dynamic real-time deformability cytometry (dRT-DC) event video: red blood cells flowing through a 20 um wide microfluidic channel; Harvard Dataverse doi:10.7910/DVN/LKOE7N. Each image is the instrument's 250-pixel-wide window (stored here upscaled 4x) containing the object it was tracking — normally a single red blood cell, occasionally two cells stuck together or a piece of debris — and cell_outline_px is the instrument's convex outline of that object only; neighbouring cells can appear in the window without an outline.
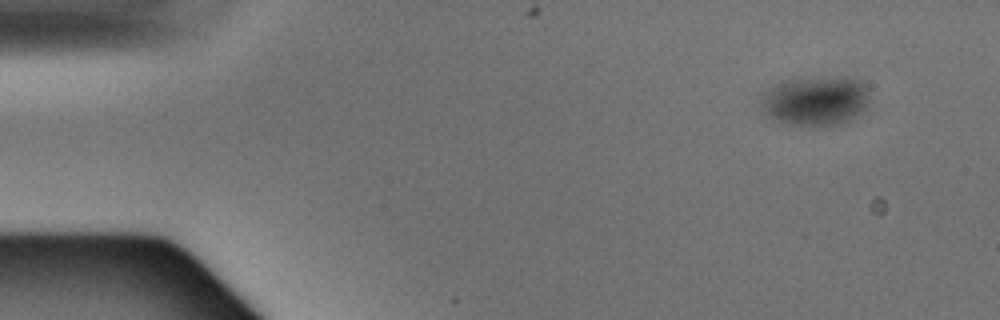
{"species": "Egyptian fruit bat (a non-hibernating species)", "species_latin": "Rousettus aegyptiacus", "temperature_condition": "warm", "stored_images_in_passage": 3, "camera_frame_rate_fps": 3000, "um_per_image_px": 0.085, "animal": {"sex": "male"}, "frame": {"image": 1, "passage_image": 1, "time_ms": 0.0, "image_size_px": [1000, 320], "cell_outline_px": [[868, 100], [864, 108], [856, 116], [844, 124], [796, 124], [772, 120], [764, 116], [760, 104], [760, 100], [764, 92], [776, 84], [784, 80], [832, 76], [848, 76], [860, 80], [868, 88]], "centroid_in_image_um": [69.3, 8.53], "position_along_channel_um": 15.7, "area_um2": 31.44}}
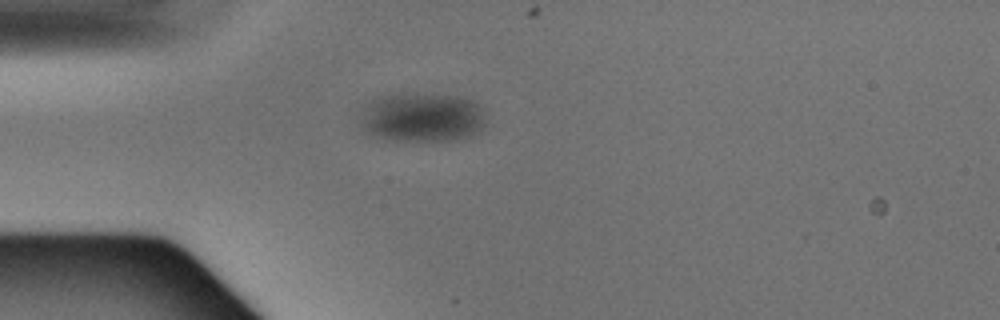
{"frame": {"image": 2, "passage_image": 3, "time_ms": 0.667, "image_size_px": [1000, 320], "cell_outline_px": [[488, 124], [476, 136], [460, 140], [384, 140], [364, 132], [360, 128], [360, 116], [364, 104], [372, 100], [388, 96], [464, 96], [476, 100], [484, 108]], "centroid_in_image_um": [35.97, 10.03], "position_along_channel_um": 49.0, "area_um2": 36.53}}